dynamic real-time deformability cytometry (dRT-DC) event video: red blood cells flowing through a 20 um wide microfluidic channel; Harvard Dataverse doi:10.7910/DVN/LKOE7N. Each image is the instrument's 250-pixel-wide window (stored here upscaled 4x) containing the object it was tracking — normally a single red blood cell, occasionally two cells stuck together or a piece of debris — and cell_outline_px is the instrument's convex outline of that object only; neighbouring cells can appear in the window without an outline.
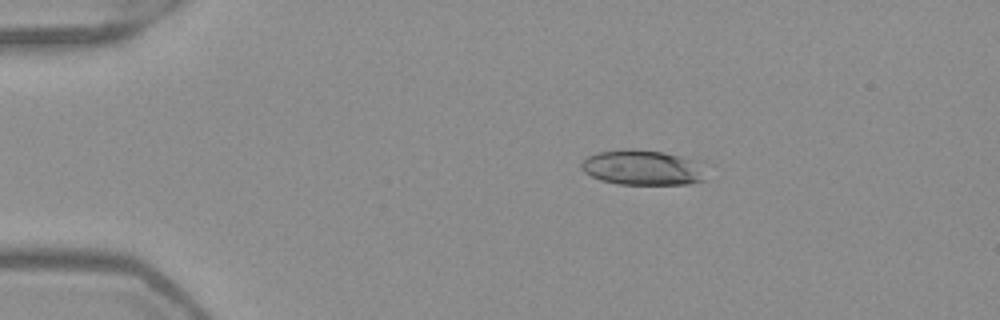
{"species": "Egyptian fruit bat (a non-hibernating species)", "species_latin": "Rousettus aegyptiacus", "temperature_condition": "warm", "stored_images_in_passage": 43, "camera_frame_rate_fps": 3000, "um_per_image_px": 0.085, "frame": {"image": 1, "passage_image": 1, "time_ms": 0.0, "image_size_px": [1000, 320], "cell_outline_px": [[704, 180], [688, 184], [616, 184], [600, 180], [584, 172], [580, 168], [580, 164], [588, 156], [596, 152], [664, 152], [704, 160]], "centroid_in_image_um": [54.72, 14.28], "position_along_channel_um": 30.3, "area_um2": 25.14}}
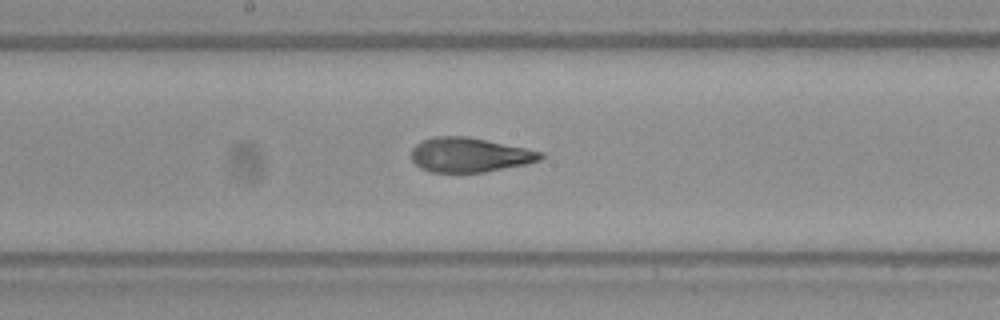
{"frame": {"image": 2, "passage_image": 19, "time_ms": 6.0, "image_size_px": [1000, 320], "cell_outline_px": [[548, 156], [540, 160], [528, 164], [484, 172], [432, 172], [420, 168], [412, 160], [412, 148], [416, 144], [432, 136], [468, 136], [528, 148], [544, 152]], "centroid_in_image_um": [39.98, 13.16], "position_along_channel_um": 208.2, "area_um2": 26.3}}
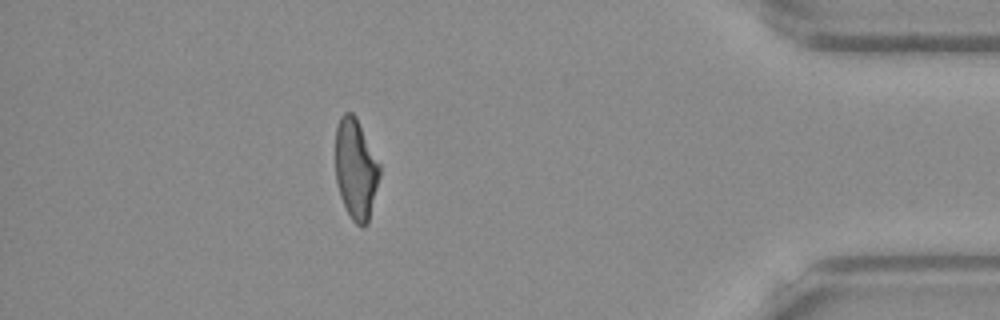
{"frame": {"image": 3, "passage_image": 37, "time_ms": 12.0, "image_size_px": [1000, 320], "cell_outline_px": [[380, 176], [368, 224], [364, 228], [360, 228], [352, 220], [340, 196], [336, 184], [336, 128], [340, 116], [344, 112], [352, 112], [356, 116], [380, 164]], "centroid_in_image_um": [30.25, 14.39], "position_along_channel_um": 405.0, "area_um2": 26.07}, "authors_computed_cell_mechanics": {"area_um2": 26.4146, "velocity_mm_per_s": 3.9892, "shape_relaxation_time_tau1_ms": 4.5331, "shape_relaxation_time_tau2_ms": 1.2357, "deformation_change_tau1": 0.1924, "deformation_change_tau2": 0.0968}}